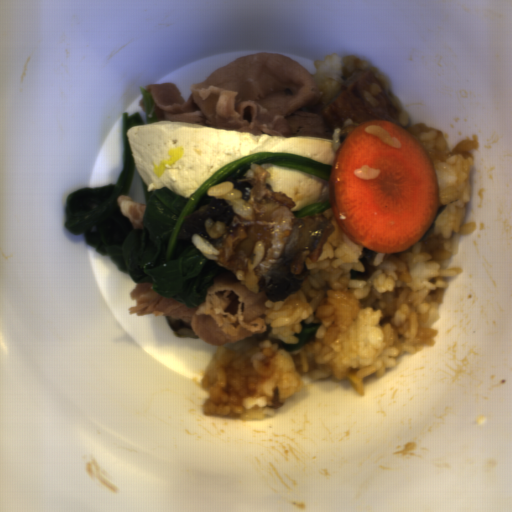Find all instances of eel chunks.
I'll use <instances>...</instances> for the list:
<instances>
[{"label": "eel chunks", "instance_id": "1", "mask_svg": "<svg viewBox=\"0 0 512 512\" xmlns=\"http://www.w3.org/2000/svg\"><path fill=\"white\" fill-rule=\"evenodd\" d=\"M241 200L252 205L255 222L239 217L226 200L213 197L207 205L184 217L177 239L203 236L221 253L212 260L230 270L250 291H265L272 302L297 294L314 270L305 260L317 262L330 234L336 229L322 213L297 218V204L285 193L273 191L267 181L236 179Z\"/></svg>", "mask_w": 512, "mask_h": 512}]
</instances>
